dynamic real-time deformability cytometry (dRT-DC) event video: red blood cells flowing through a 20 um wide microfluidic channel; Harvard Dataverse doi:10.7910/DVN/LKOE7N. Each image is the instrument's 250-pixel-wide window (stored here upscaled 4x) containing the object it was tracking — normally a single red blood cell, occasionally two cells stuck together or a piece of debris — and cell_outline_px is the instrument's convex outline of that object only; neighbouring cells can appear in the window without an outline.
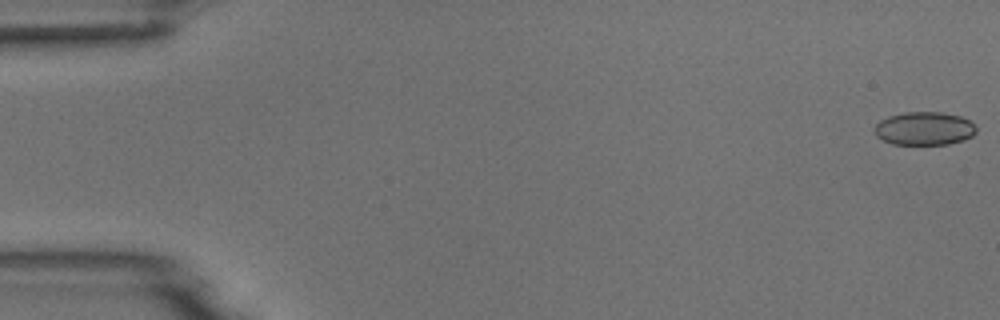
{"species": "common noctule bat (a hibernating species)", "species_latin": "Nyctalus noctula", "temperature_condition": "room temperature", "stored_images_in_passage": 8, "camera_frame_rate_fps": 3000, "um_per_image_px": 0.085, "animal": {"sex": "male", "body_mass_g": 18.8}, "frame": {"image": 1, "passage_image": 1, "time_ms": 0.0, "image_size_px": [1000, 320], "cell_outline_px": [[976, 132], [972, 136], [964, 140], [948, 144], [892, 144], [876, 136], [872, 128], [880, 120], [888, 116], [904, 112], [940, 112], [960, 116], [968, 120], [976, 128]], "centroid_in_image_um": [78.53, 10.92], "position_along_channel_um": 6.5, "area_um2": 19.77}}
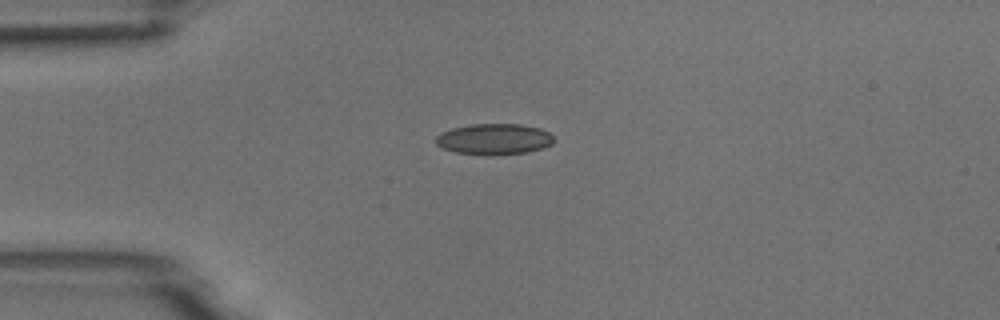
{"frame": {"image": 2, "passage_image": 4, "time_ms": 1.0, "image_size_px": [1000, 320], "cell_outline_px": [[556, 140], [552, 144], [544, 148], [524, 152], [492, 156], [456, 152], [444, 148], [436, 144], [436, 136], [440, 132], [452, 128], [472, 124], [520, 124], [540, 128], [548, 132]], "centroid_in_image_um": [42.01, 11.82], "position_along_channel_um": 43.0, "area_um2": 21.39}}